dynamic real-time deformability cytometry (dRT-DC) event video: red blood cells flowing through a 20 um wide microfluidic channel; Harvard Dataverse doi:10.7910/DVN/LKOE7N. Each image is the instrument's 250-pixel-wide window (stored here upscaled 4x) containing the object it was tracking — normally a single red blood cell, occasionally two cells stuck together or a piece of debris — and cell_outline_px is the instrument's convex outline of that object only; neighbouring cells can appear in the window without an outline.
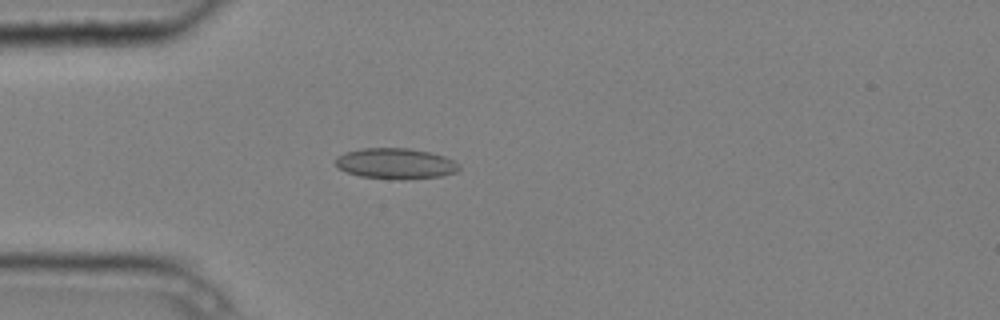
{"species": "common noctule bat (a hibernating species)", "species_latin": "Nyctalus noctula", "temperature_condition": "cold", "stored_images_in_passage": 1, "camera_frame_rate_fps": 3000, "um_per_image_px": 0.085, "animal": {"sex": "male", "body_mass_g": 20.4}, "frame": {"image": 1, "passage_image": 1, "time_ms": 0.0, "image_size_px": [1000, 320], "cell_outline_px": [[460, 168], [456, 172], [440, 176], [360, 176], [336, 168], [336, 156], [344, 152], [364, 148], [408, 148], [428, 152], [444, 156], [460, 164]], "centroid_in_image_um": [33.58, 13.84], "position_along_channel_um": 51.4, "area_um2": 20.98}}